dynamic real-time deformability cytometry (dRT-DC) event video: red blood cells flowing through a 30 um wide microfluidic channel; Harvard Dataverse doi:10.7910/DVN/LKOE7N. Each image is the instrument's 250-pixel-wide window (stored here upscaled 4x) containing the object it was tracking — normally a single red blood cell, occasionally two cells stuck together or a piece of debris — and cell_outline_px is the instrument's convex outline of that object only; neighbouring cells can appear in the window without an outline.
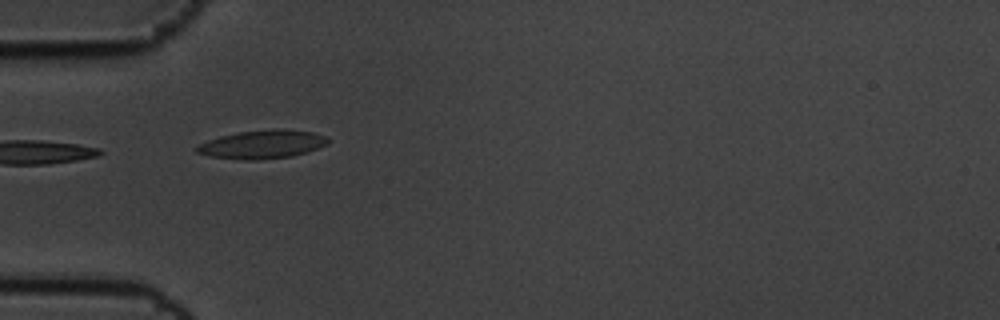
{"species": "common noctule bat (a hibernating species)", "species_latin": "Nyctalus noctula", "temperature_condition": "cold", "stored_images_in_passage": 8, "camera_frame_rate_fps": 3000, "um_per_image_px": 0.085, "animal": {"sex": "male", "body_mass_g": 19.5, "forearm_length_mm": 54.6}, "frame": {"image": 1, "passage_image": 6, "time_ms": 1.667, "image_size_px": [1000, 320], "cell_outline_px": [[328, 144], [308, 152], [292, 156], [256, 160], [244, 160], [212, 156], [196, 152], [196, 148], [200, 144], [208, 140], [220, 136], [240, 132], [280, 128], [312, 132], [328, 136]], "centroid_in_image_um": [22.35, 12.27], "position_along_channel_um": 62.6, "area_um2": 21.62}}
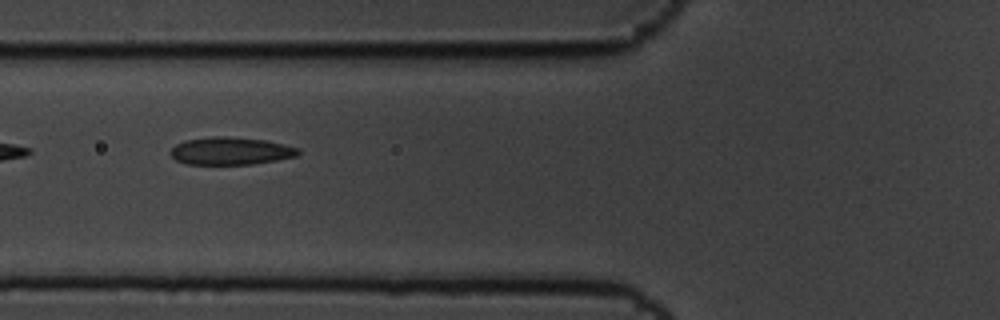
{"frame": {"image": 2, "passage_image": 7, "time_ms": 2.0, "image_size_px": [1000, 320], "cell_outline_px": [[300, 152], [296, 156], [276, 160], [252, 164], [188, 164], [176, 160], [168, 152], [176, 144], [184, 140], [212, 136], [228, 136], [264, 140], [284, 144], [300, 148]], "centroid_in_image_um": [19.59, 12.82], "position_along_channel_um": 106.2, "area_um2": 20.58}}
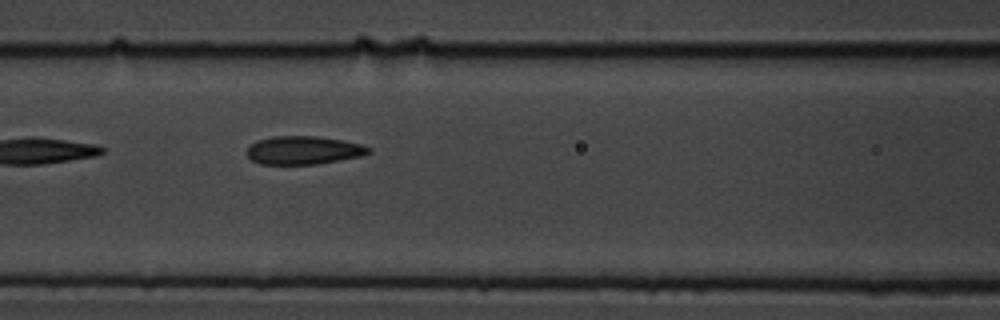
{"frame": {"image": 3, "passage_image": 8, "time_ms": 2.333, "image_size_px": [1000, 320], "cell_outline_px": [[372, 152], [360, 156], [340, 160], [316, 164], [260, 164], [252, 160], [248, 156], [248, 148], [256, 140], [272, 136], [316, 136], [344, 140], [360, 144], [372, 148]], "centroid_in_image_um": [25.82, 12.76], "position_along_channel_um": 140.8, "area_um2": 20.06}}